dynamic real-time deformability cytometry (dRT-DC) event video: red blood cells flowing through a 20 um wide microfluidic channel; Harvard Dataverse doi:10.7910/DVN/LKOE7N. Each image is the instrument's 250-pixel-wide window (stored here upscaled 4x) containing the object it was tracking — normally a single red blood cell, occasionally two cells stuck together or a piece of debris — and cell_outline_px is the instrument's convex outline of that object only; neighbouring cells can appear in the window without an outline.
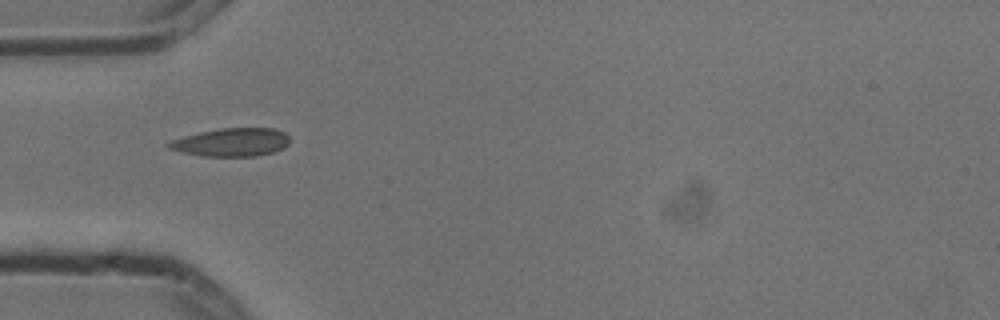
{"species": "common noctule bat (a hibernating species)", "species_latin": "Nyctalus noctula", "temperature_condition": "cold", "stored_images_in_passage": 4, "camera_frame_rate_fps": 3000, "um_per_image_px": 0.085, "animal": {"sex": "male", "body_mass_g": 13.3}, "frame": {"image": 1, "passage_image": 1, "time_ms": 0.0, "image_size_px": [1000, 320], "cell_outline_px": [[288, 144], [284, 148], [272, 152], [256, 156], [200, 156], [168, 148], [164, 144], [172, 140], [184, 136], [200, 132], [220, 128], [276, 128], [284, 132], [288, 136]], "centroid_in_image_um": [19.68, 12.09], "position_along_channel_um": 65.3, "area_um2": 19.88}}
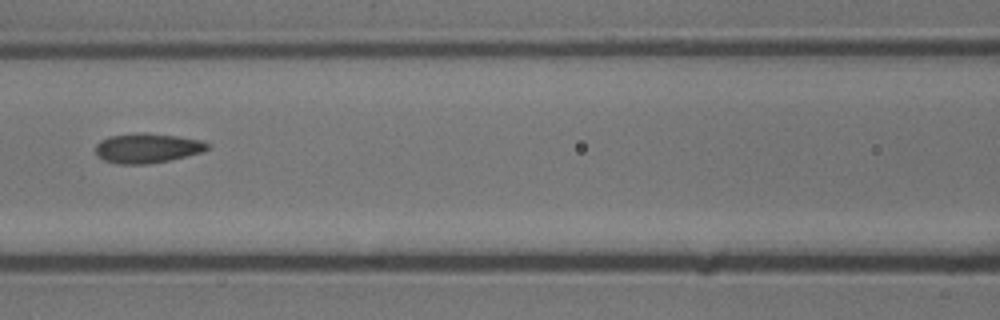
{"frame": {"image": 2, "passage_image": 3, "time_ms": 0.667, "image_size_px": [1000, 320], "cell_outline_px": [[212, 144], [208, 148], [200, 152], [168, 160], [148, 164], [116, 164], [104, 160], [96, 156], [96, 144], [100, 140], [108, 136], [136, 132], [144, 132], [176, 136], [204, 140]], "centroid_in_image_um": [12.48, 12.57], "position_along_channel_um": 154.1, "area_um2": 19.54}}
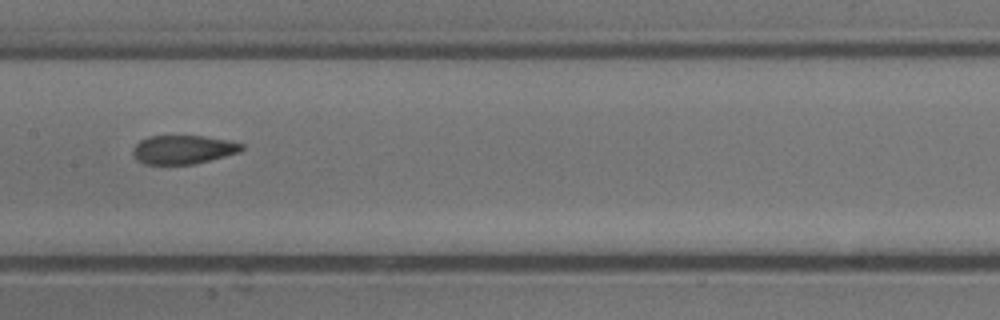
{"frame": {"image": 3, "passage_image": 4, "time_ms": 1.0, "image_size_px": [1000, 320], "cell_outline_px": [[244, 148], [240, 152], [192, 164], [144, 164], [136, 160], [132, 152], [136, 144], [140, 140], [148, 136], [204, 136], [228, 140], [244, 144]], "centroid_in_image_um": [15.55, 12.71], "position_along_channel_um": 191.8, "area_um2": 18.15}}